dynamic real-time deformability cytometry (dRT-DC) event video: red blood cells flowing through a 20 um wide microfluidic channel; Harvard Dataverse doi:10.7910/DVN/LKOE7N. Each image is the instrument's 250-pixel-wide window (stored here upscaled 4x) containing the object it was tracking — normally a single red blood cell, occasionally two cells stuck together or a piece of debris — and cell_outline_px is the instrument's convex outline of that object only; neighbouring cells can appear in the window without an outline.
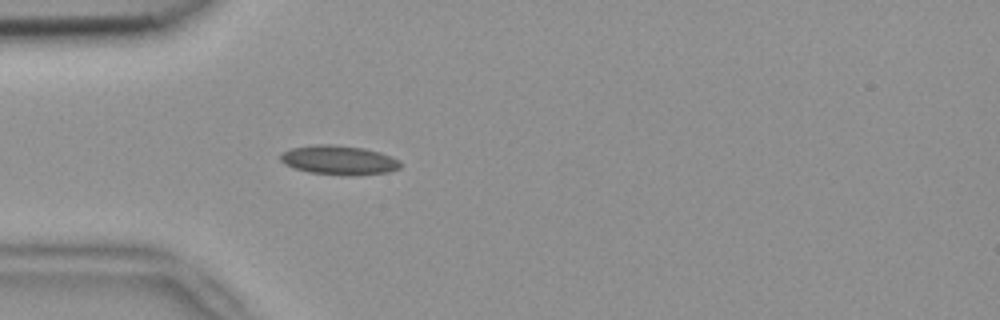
{"species": "common noctule bat (a hibernating species)", "species_latin": "Nyctalus noctula", "temperature_condition": "room temperature", "stored_images_in_passage": 4, "camera_frame_rate_fps": 3000, "um_per_image_px": 0.085, "animal": {"sex": "female", "body_mass_g": 18.4}, "frame": {"image": 1, "passage_image": 4, "time_ms": 1.0, "image_size_px": [1000, 320], "cell_outline_px": [[400, 168], [388, 172], [352, 176], [344, 176], [308, 172], [284, 164], [280, 160], [280, 152], [292, 148], [316, 144], [332, 144], [364, 148], [380, 152], [392, 156], [400, 160]], "centroid_in_image_um": [28.81, 13.61], "position_along_channel_um": 56.2, "area_um2": 20.69}}